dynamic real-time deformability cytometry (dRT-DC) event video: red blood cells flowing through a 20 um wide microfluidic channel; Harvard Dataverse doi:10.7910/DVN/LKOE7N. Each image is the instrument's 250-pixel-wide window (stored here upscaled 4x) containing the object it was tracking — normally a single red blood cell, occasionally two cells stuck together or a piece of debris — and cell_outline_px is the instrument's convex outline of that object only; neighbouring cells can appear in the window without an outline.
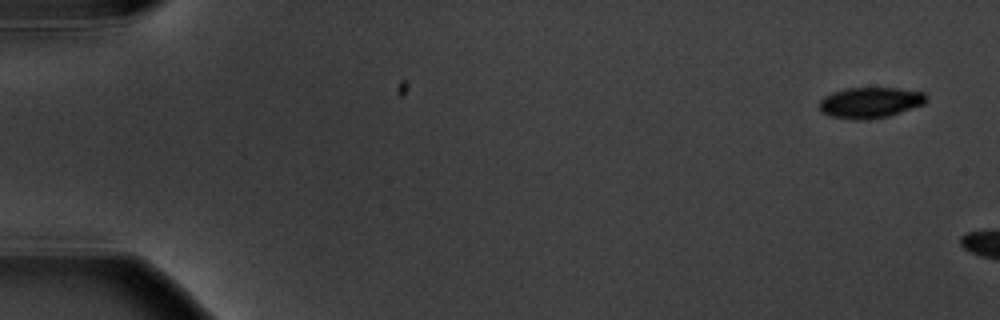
{"species": "common noctule bat (a hibernating species)", "species_latin": "Nyctalus noctula", "temperature_condition": "warm", "stored_images_in_passage": 3, "camera_frame_rate_fps": 3000, "um_per_image_px": 0.085, "animal": {"sex": "male", "body_mass_g": 20.1, "forearm_length_mm": 53.5}, "frame": {"image": 1, "passage_image": 1, "time_ms": 0.0, "image_size_px": [1000, 320], "cell_outline_px": [[928, 100], [924, 104], [888, 116], [868, 120], [852, 120], [828, 116], [820, 112], [820, 100], [824, 96], [832, 92], [844, 88], [896, 88], [924, 92], [928, 96]], "centroid_in_image_um": [73.95, 8.73], "position_along_channel_um": 11.1, "area_um2": 19.48}}